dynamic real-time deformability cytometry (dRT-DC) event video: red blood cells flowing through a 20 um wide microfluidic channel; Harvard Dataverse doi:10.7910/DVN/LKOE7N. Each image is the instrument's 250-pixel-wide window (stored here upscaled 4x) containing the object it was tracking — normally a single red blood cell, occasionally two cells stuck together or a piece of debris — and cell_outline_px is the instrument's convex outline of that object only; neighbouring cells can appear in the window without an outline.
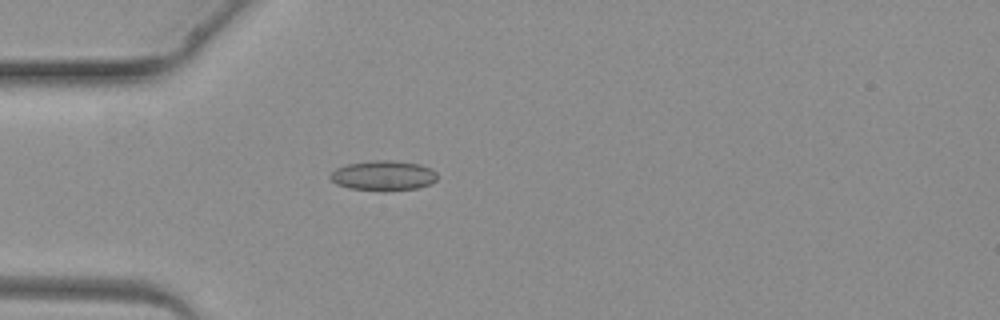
{"species": "common noctule bat (a hibernating species)", "species_latin": "Nyctalus noctula", "temperature_condition": "warm", "stored_images_in_passage": 3, "camera_frame_rate_fps": 3000, "um_per_image_px": 0.085, "animal": {"sex": "female", "body_mass_g": 19.3, "forearm_length_mm": 54.1}, "frame": {"image": 1, "passage_image": 3, "time_ms": 3.333, "image_size_px": [1000, 320], "cell_outline_px": [[436, 180], [428, 184], [416, 188], [388, 192], [384, 192], [348, 188], [336, 184], [328, 176], [336, 168], [348, 164], [376, 160], [388, 160], [420, 164], [432, 168], [436, 172]], "centroid_in_image_um": [32.57, 14.94], "position_along_channel_um": 52.4, "area_um2": 18.84}}